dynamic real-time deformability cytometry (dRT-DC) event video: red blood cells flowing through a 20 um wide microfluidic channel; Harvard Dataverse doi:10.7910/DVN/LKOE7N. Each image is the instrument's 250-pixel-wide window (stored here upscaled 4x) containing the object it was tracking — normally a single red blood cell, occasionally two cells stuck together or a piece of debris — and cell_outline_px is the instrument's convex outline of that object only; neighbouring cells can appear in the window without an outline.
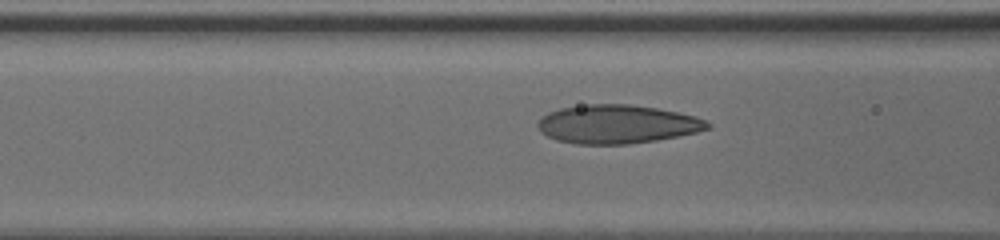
{"species": "human", "species_latin": "Homo sapiens", "temperature_condition": "cold", "stored_images_in_passage": 9, "camera_frame_rate_fps": 3000, "um_per_image_px": 0.085, "donor": {"sex": "male"}, "frame": {"image": 1, "passage_image": 7, "time_ms": 2.0, "image_size_px": [1000, 240], "cell_outline_px": [[712, 124], [708, 128], [696, 132], [656, 140], [628, 144], [576, 144], [556, 140], [540, 132], [536, 124], [548, 112], [560, 108], [588, 104], [628, 104], [656, 108], [696, 116]], "centroid_in_image_um": [52.43, 10.55], "position_along_channel_um": 114.2, "area_um2": 38.03}}